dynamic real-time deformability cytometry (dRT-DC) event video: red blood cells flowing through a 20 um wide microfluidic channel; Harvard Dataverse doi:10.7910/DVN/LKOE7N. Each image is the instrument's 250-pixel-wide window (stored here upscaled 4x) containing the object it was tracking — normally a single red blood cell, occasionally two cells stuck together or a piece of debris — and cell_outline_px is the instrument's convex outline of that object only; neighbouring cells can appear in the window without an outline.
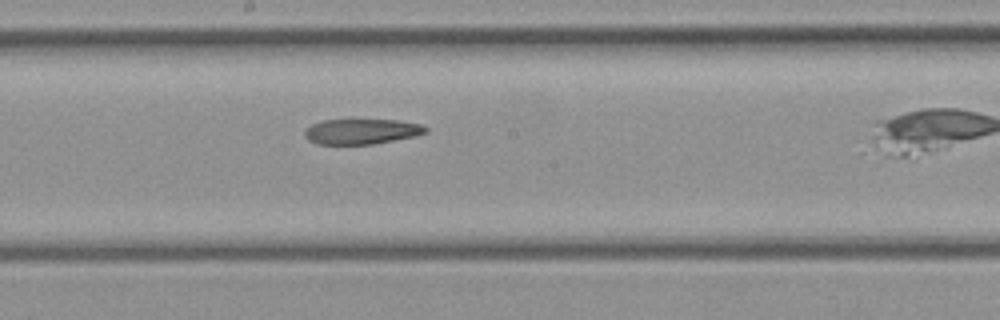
{"species": "common noctule bat (a hibernating species)", "species_latin": "Nyctalus noctula", "temperature_condition": "cold", "stored_images_in_passage": 21, "camera_frame_rate_fps": 3000, "um_per_image_px": 0.085, "animal": {"sex": "female", "body_mass_g": 21.9}, "frame": {"image": 1, "passage_image": 12, "time_ms": 3.667, "image_size_px": [1000, 320], "cell_outline_px": [[428, 132], [416, 136], [372, 144], [316, 144], [308, 140], [304, 136], [304, 128], [312, 124], [324, 120], [396, 120], [420, 124], [428, 128]], "centroid_in_image_um": [30.71, 11.18], "position_along_channel_um": 217.5, "area_um2": 17.86}}